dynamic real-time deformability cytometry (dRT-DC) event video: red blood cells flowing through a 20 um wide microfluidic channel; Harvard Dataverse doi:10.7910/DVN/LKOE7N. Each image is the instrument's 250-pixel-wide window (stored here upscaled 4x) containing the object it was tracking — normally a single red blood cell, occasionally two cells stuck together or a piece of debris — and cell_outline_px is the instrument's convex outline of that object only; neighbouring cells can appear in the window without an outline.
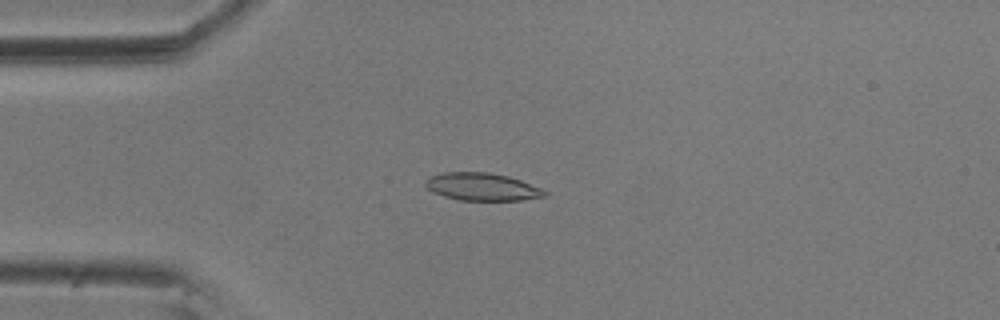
{"species": "common noctule bat (a hibernating species)", "species_latin": "Nyctalus noctula", "temperature_condition": "room temperature", "stored_images_in_passage": 6, "camera_frame_rate_fps": 3000, "um_per_image_px": 0.085, "animal": {"sex": "male", "body_mass_g": 20.5, "forearm_length_mm": 52.5}, "frame": {"image": 1, "passage_image": 4, "time_ms": 1.0, "image_size_px": [1000, 320], "cell_outline_px": [[548, 196], [520, 200], [460, 200], [444, 196], [432, 192], [424, 184], [432, 176], [444, 172], [488, 172], [508, 176], [520, 180], [540, 188], [548, 192]], "centroid_in_image_um": [41.0, 15.88], "position_along_channel_um": 44.0, "area_um2": 19.02}}
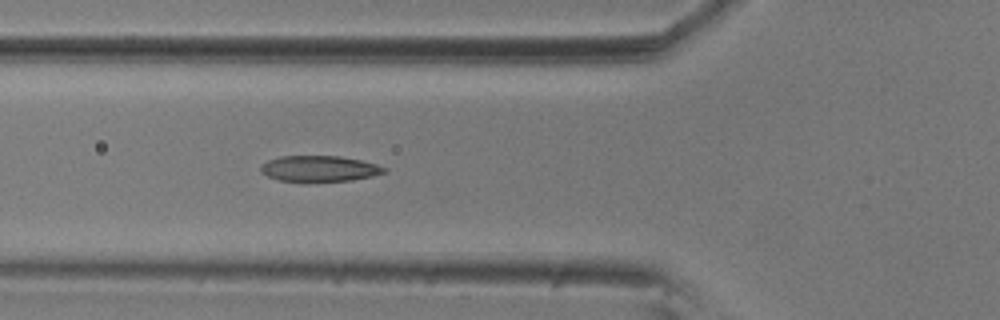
{"frame": {"image": 2, "passage_image": 6, "time_ms": 1.667, "image_size_px": [1000, 320], "cell_outline_px": [[388, 172], [372, 176], [352, 180], [308, 184], [280, 180], [268, 176], [260, 172], [260, 168], [268, 160], [280, 156], [340, 156], [360, 160], [376, 164], [388, 168]], "centroid_in_image_um": [27.16, 14.37], "position_along_channel_um": 98.6, "area_um2": 19.25}}